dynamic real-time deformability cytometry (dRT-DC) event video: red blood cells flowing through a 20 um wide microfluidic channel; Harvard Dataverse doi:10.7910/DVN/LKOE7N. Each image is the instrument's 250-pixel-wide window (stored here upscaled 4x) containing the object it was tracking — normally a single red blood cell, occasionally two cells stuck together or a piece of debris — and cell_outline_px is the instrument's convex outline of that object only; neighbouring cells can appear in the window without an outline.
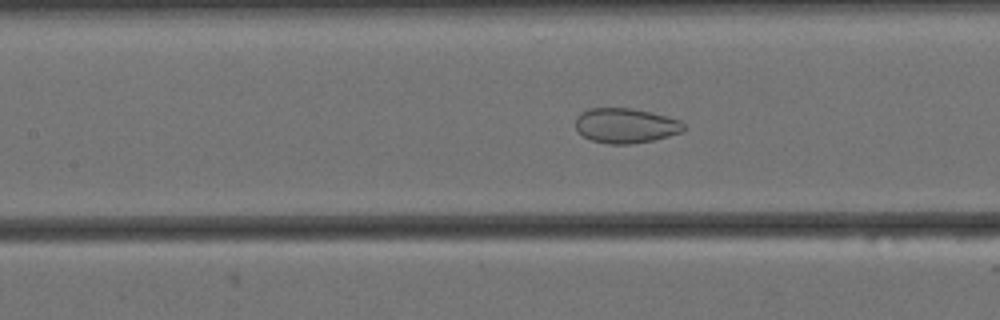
{"species": "Egyptian fruit bat (a non-hibernating species)", "species_latin": "Rousettus aegyptiacus", "temperature_condition": "cold", "stored_images_in_passage": 49, "camera_frame_rate_fps": 3000, "um_per_image_px": 0.085, "animal": {"sex": "female"}, "frame": {"image": 1, "passage_image": 16, "time_ms": 5.0, "image_size_px": [1000, 320], "cell_outline_px": [[684, 132], [652, 140], [632, 144], [608, 144], [592, 140], [584, 136], [576, 128], [576, 116], [580, 112], [588, 108], [632, 108], [680, 120], [684, 124]], "centroid_in_image_um": [53.16, 10.67], "position_along_channel_um": 154.2, "area_um2": 21.91}}
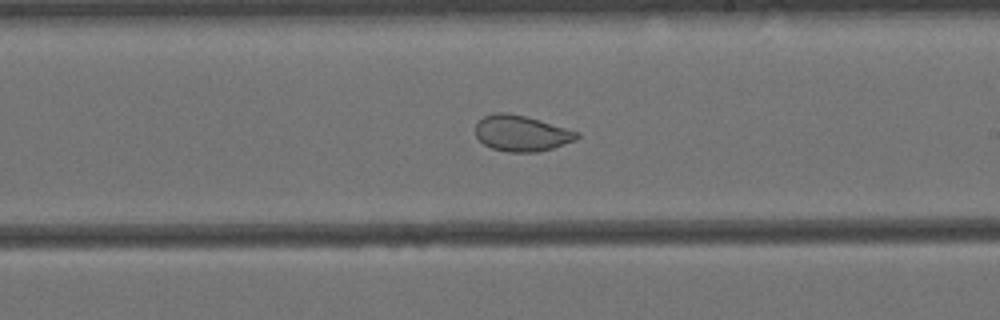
{"frame": {"image": 2, "passage_image": 24, "time_ms": 7.667, "image_size_px": [1000, 320], "cell_outline_px": [[580, 136], [576, 140], [552, 148], [536, 152], [508, 152], [492, 148], [484, 144], [476, 136], [476, 124], [484, 116], [496, 112], [504, 112], [524, 116], [580, 132]], "centroid_in_image_um": [44.33, 11.34], "position_along_channel_um": 244.7, "area_um2": 20.98}}
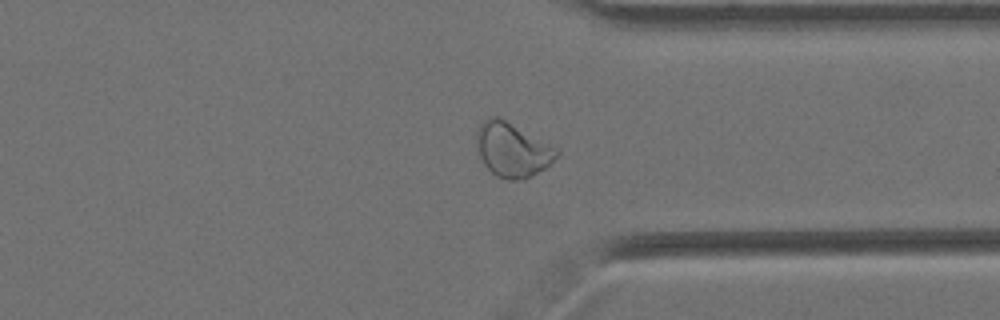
{"frame": {"image": 3, "passage_image": 35, "time_ms": 11.333, "image_size_px": [1000, 320], "cell_outline_px": [[560, 152], [544, 168], [524, 180], [504, 180], [496, 176], [484, 164], [480, 156], [476, 144], [476, 136], [480, 124], [488, 116], [496, 116], [504, 120], [556, 148]], "centroid_in_image_um": [43.5, 12.75], "position_along_channel_um": 367.9, "area_um2": 24.74}, "authors_computed_cell_mechanics": {"area_um2": 24.7384, "velocity_mm_per_s": 3.4181, "shape_relaxation_time_tau1_ms": null, "shape_relaxation_time_tau2_ms": 1.1481, "deformation_change_tau1": null, "deformation_change_tau2": 0.0606}}